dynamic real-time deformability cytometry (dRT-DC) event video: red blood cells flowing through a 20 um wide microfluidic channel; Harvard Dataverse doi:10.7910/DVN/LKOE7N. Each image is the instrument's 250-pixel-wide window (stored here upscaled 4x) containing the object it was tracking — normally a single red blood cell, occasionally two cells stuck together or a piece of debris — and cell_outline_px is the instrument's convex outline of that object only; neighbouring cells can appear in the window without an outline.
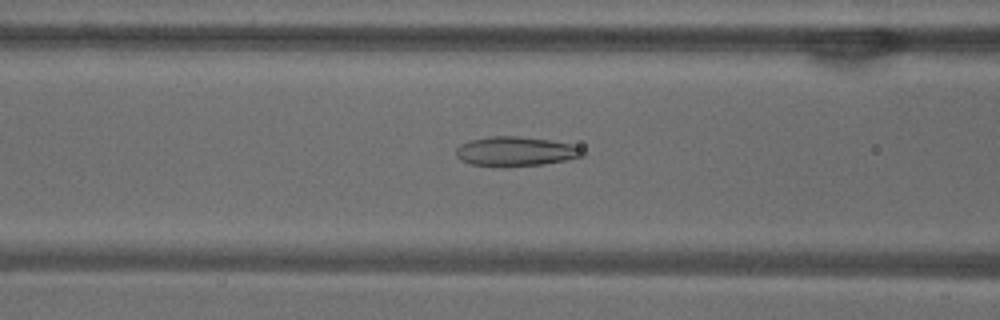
{"species": "common noctule bat (a hibernating species)", "species_latin": "Nyctalus noctula", "temperature_condition": "warm", "stored_images_in_passage": 52, "camera_frame_rate_fps": 3000, "um_per_image_px": 0.085, "animal": {"sex": "male", "body_mass_g": 18.8}, "frame": {"image": 1, "passage_image": 21, "time_ms": 6.667, "image_size_px": [1000, 320], "cell_outline_px": [[584, 156], [544, 164], [504, 168], [500, 168], [472, 164], [460, 160], [456, 156], [456, 148], [460, 144], [472, 140], [488, 136], [516, 136], [548, 140], [568, 144], [580, 148], [584, 152]], "centroid_in_image_um": [43.77, 12.89], "position_along_channel_um": 122.8, "area_um2": 21.85}}
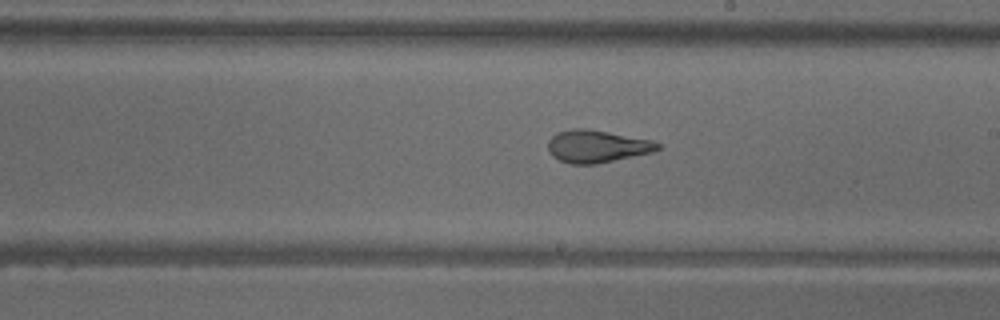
{"frame": {"image": 2, "passage_image": 30, "time_ms": 9.667, "image_size_px": [1000, 320], "cell_outline_px": [[660, 148], [652, 152], [596, 164], [568, 164], [552, 156], [548, 152], [548, 140], [556, 132], [572, 128], [584, 128], [608, 132], [652, 140], [660, 144]], "centroid_in_image_um": [50.69, 12.43], "position_along_channel_um": 238.3, "area_um2": 20.75}}
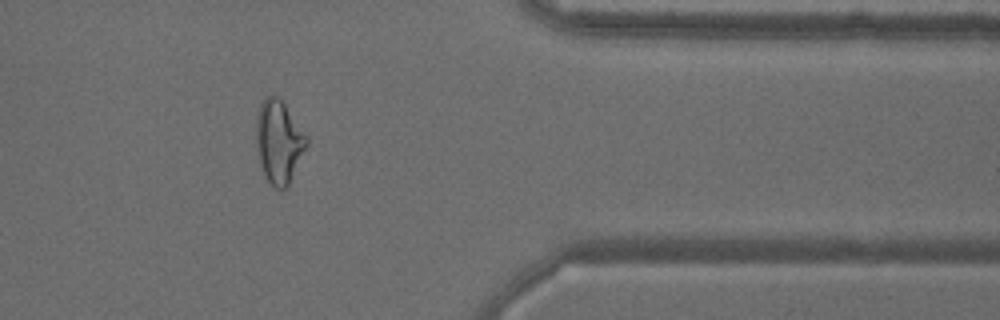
{"frame": {"image": 3, "passage_image": 43, "time_ms": 14.0, "image_size_px": [1000, 320], "cell_outline_px": [[308, 144], [288, 188], [276, 188], [264, 176], [256, 156], [256, 116], [260, 104], [268, 96], [276, 96], [284, 104], [308, 136]], "centroid_in_image_um": [23.69, 12.09], "position_along_channel_um": 387.7, "area_um2": 24.57}, "authors_computed_cell_mechanics": {"area_um2": 24.5939, "velocity_mm_per_s": 3.8538, "shape_relaxation_time_tau1_ms": null, "shape_relaxation_time_tau2_ms": 1.5668, "deformation_change_tau1": null, "deformation_change_tau2": 0.1026}}